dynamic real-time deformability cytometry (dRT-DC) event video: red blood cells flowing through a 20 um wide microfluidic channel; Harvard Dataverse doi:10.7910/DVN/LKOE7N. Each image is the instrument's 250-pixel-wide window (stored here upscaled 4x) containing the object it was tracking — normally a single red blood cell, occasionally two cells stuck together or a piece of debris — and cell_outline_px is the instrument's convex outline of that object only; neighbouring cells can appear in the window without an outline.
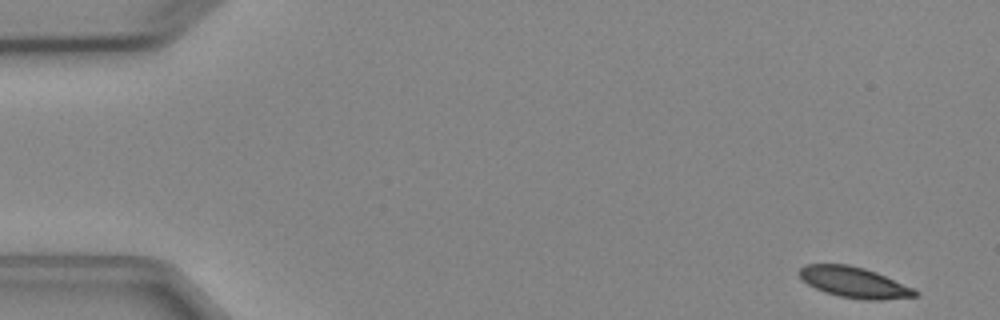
{"species": "Egyptian fruit bat (a non-hibernating species)", "species_latin": "Rousettus aegyptiacus", "temperature_condition": "cold", "stored_images_in_passage": 5, "segment_of_instrument_passage": [1, 2], "camera_frame_rate_fps": 3000, "um_per_image_px": 0.085, "animal": {"sex": "female"}, "frame": {"image": 1, "passage_image": 1, "time_ms": 0.0, "image_size_px": [1000, 320], "cell_outline_px": [[920, 292], [916, 296], [880, 300], [864, 300], [840, 296], [824, 292], [808, 284], [800, 276], [800, 268], [804, 264], [848, 264], [864, 268], [876, 272], [912, 288]], "centroid_in_image_um": [72.59, 24.0], "position_along_channel_um": 12.4, "area_um2": 20.46}}